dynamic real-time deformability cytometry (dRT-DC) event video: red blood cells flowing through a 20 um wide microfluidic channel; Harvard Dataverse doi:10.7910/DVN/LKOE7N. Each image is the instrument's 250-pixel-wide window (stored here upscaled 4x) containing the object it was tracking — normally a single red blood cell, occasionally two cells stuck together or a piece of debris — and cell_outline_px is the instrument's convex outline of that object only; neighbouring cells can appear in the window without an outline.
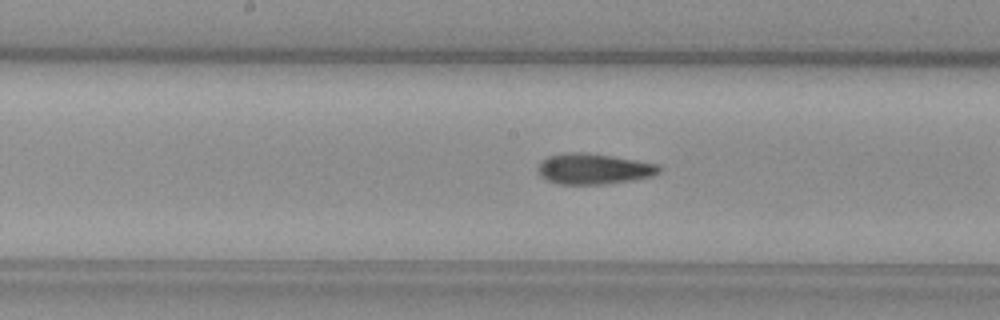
{"species": "common noctule bat (a hibernating species)", "species_latin": "Nyctalus noctula", "temperature_condition": "warm", "stored_images_in_passage": 25, "camera_frame_rate_fps": 3000, "um_per_image_px": 0.085, "animal": {"sex": "female", "body_mass_g": 29.2, "forearm_length_mm": 56.3}, "frame": {"image": 1, "passage_image": 18, "time_ms": 5.667, "image_size_px": [1000, 320], "cell_outline_px": [[660, 172], [652, 176], [632, 180], [608, 184], [560, 184], [548, 180], [540, 176], [536, 172], [540, 164], [548, 156], [568, 152], [584, 152], [612, 156], [660, 164]], "centroid_in_image_um": [50.48, 14.35], "position_along_channel_um": 197.7, "area_um2": 21.68}}